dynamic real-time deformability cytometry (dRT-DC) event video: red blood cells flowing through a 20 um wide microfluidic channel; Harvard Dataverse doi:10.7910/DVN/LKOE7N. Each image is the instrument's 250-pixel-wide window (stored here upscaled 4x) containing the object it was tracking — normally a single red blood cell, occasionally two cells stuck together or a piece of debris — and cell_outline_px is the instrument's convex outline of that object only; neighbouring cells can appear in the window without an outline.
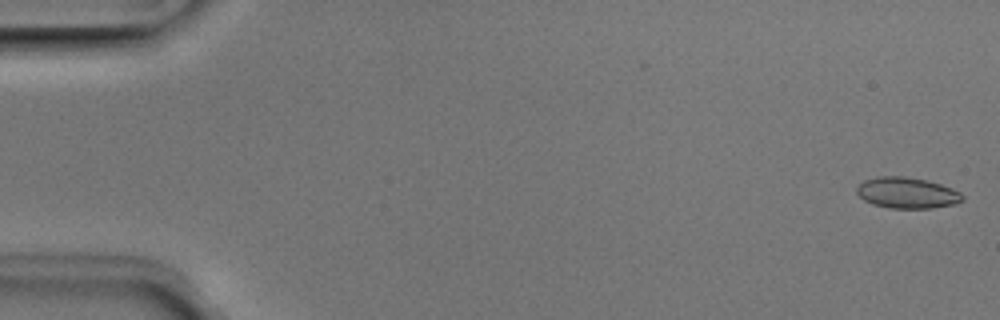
{"species": "Egyptian fruit bat (a non-hibernating species)", "species_latin": "Rousettus aegyptiacus", "temperature_condition": "room temperature", "stored_images_in_passage": 51, "camera_frame_rate_fps": 3000, "um_per_image_px": 0.085, "animal": {"sex": "male"}, "frame": {"image": 1, "passage_image": 1, "time_ms": 0.0, "image_size_px": [1000, 320], "cell_outline_px": [[964, 200], [956, 204], [932, 208], [888, 208], [872, 204], [864, 200], [856, 192], [856, 188], [864, 180], [876, 176], [904, 176], [924, 180], [940, 184], [952, 188], [960, 192], [964, 196]], "centroid_in_image_um": [77.1, 16.4], "position_along_channel_um": 7.9, "area_um2": 19.19}}
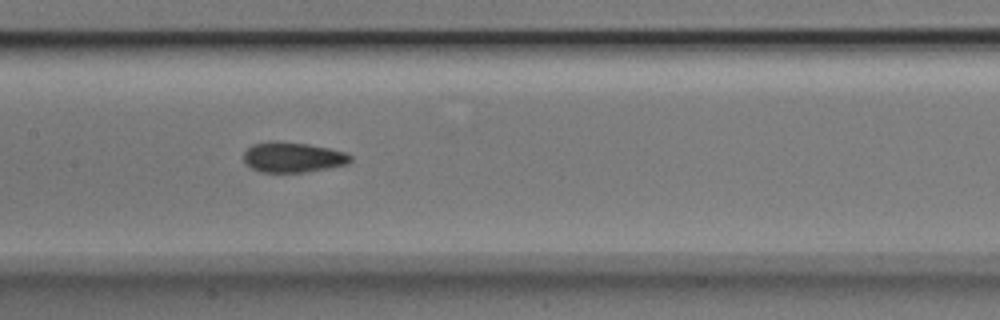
{"frame": {"image": 2, "passage_image": 25, "time_ms": 8.0, "image_size_px": [1000, 320], "cell_outline_px": [[352, 160], [348, 164], [328, 168], [304, 172], [260, 172], [244, 164], [244, 152], [252, 144], [268, 140], [276, 140], [308, 144], [348, 152], [352, 156]], "centroid_in_image_um": [24.88, 13.35], "position_along_channel_um": 182.5, "area_um2": 19.13}}
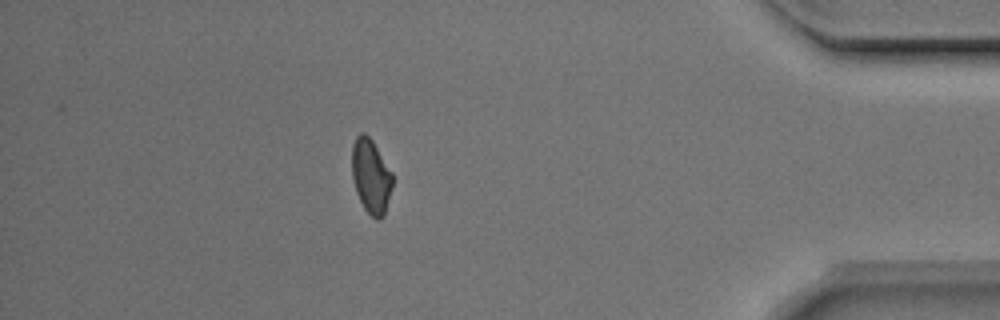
{"frame": {"image": 3, "passage_image": 45, "time_ms": 14.667, "image_size_px": [1000, 320], "cell_outline_px": [[392, 188], [384, 216], [380, 220], [376, 220], [364, 208], [356, 192], [352, 176], [352, 144], [356, 136], [360, 132], [364, 132], [372, 140], [392, 172]], "centroid_in_image_um": [31.53, 14.97], "position_along_channel_um": 403.7, "area_um2": 17.63}, "authors_computed_cell_mechanics": {"area_um2": 18.4382, "velocity_mm_per_s": 3.9702, "shape_relaxation_time_tau1_ms": 4.4388, "shape_relaxation_time_tau2_ms": 1.3448, "deformation_change_tau1": 0.1178, "deformation_change_tau2": 0.077}}